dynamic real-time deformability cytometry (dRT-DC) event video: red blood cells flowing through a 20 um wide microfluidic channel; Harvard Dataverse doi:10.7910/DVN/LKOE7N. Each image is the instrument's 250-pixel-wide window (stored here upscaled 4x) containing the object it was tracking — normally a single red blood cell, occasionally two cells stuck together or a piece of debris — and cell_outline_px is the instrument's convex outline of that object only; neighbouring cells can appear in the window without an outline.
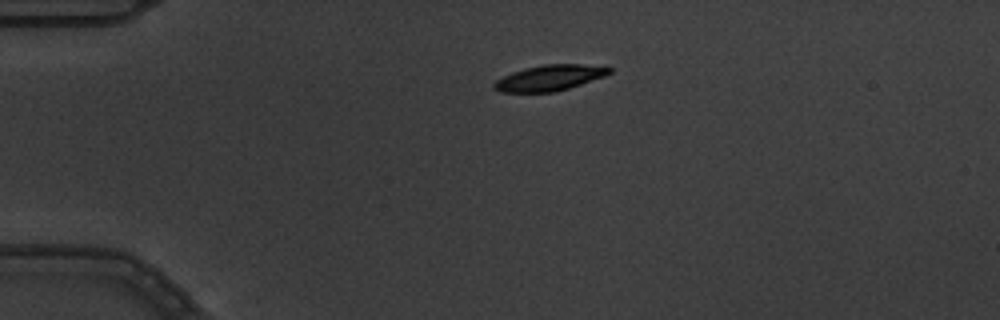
{"species": "common noctule bat (a hibernating species)", "species_latin": "Nyctalus noctula", "temperature_condition": "warm", "stored_images_in_passage": 2, "camera_frame_rate_fps": 3000, "um_per_image_px": 0.085, "animal": {"sex": "male", "body_mass_g": 19.5, "forearm_length_mm": 54.6}, "frame": {"image": 1, "passage_image": 1, "time_ms": 0.0, "image_size_px": [1000, 320], "cell_outline_px": [[612, 72], [604, 76], [556, 92], [500, 92], [492, 88], [492, 84], [496, 80], [512, 72], [524, 68], [544, 64], [608, 64], [612, 68]], "centroid_in_image_um": [46.76, 6.59], "position_along_channel_um": 38.2, "area_um2": 17.57}}